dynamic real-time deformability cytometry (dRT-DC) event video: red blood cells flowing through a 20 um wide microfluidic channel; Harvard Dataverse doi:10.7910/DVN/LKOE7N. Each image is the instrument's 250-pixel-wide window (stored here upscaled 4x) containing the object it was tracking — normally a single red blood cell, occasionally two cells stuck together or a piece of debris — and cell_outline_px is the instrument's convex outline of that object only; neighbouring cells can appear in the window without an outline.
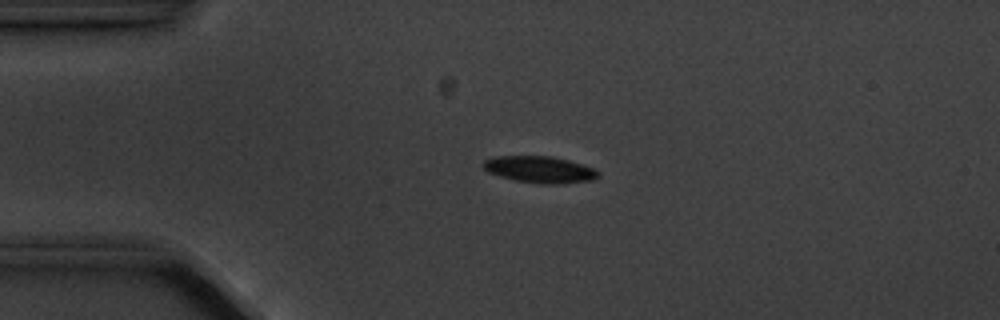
{"species": "common noctule bat (a hibernating species)", "species_latin": "Nyctalus noctula", "temperature_condition": "cold", "stored_images_in_passage": 4, "camera_frame_rate_fps": 3000, "um_per_image_px": 0.085, "animal": {"sex": "male", "body_mass_g": 20.1, "forearm_length_mm": 53.5}, "frame": {"image": 1, "passage_image": 3, "time_ms": 2.333, "image_size_px": [1000, 320], "cell_outline_px": [[600, 176], [592, 180], [564, 184], [540, 184], [516, 180], [500, 176], [488, 172], [480, 164], [484, 160], [496, 156], [548, 156], [568, 160], [596, 168], [600, 172]], "centroid_in_image_um": [45.91, 14.41], "position_along_channel_um": 39.1, "area_um2": 18.03}}